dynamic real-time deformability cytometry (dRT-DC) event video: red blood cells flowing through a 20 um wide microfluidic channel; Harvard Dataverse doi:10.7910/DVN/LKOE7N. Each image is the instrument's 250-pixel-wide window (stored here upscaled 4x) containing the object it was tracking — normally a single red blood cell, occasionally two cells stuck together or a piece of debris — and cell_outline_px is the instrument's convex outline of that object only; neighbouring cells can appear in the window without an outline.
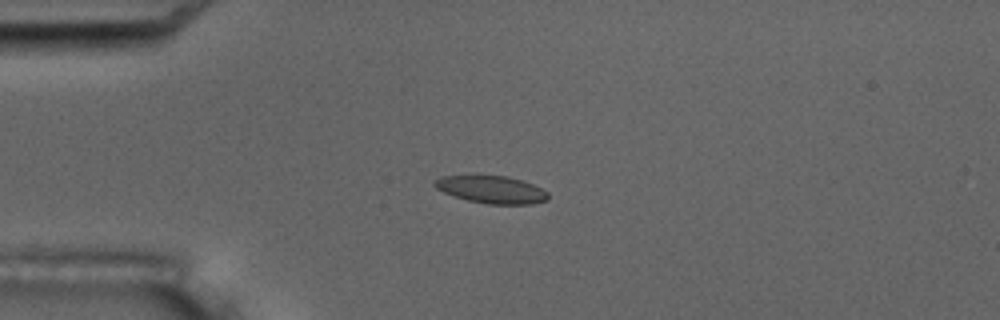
{"species": "common noctule bat (a hibernating species)", "species_latin": "Nyctalus noctula", "temperature_condition": "room temperature", "stored_images_in_passage": 5, "camera_frame_rate_fps": 3000, "um_per_image_px": 0.085, "animal": {"sex": "male", "body_mass_g": 17.5, "forearm_length_mm": 52.3}, "frame": {"image": 1, "passage_image": 4, "time_ms": 4.667, "image_size_px": [1000, 320], "cell_outline_px": [[548, 200], [532, 204], [488, 204], [468, 200], [444, 192], [436, 188], [432, 184], [440, 176], [508, 176], [532, 184], [548, 192]], "centroid_in_image_um": [41.8, 16.12], "position_along_channel_um": 43.2, "area_um2": 17.92}}